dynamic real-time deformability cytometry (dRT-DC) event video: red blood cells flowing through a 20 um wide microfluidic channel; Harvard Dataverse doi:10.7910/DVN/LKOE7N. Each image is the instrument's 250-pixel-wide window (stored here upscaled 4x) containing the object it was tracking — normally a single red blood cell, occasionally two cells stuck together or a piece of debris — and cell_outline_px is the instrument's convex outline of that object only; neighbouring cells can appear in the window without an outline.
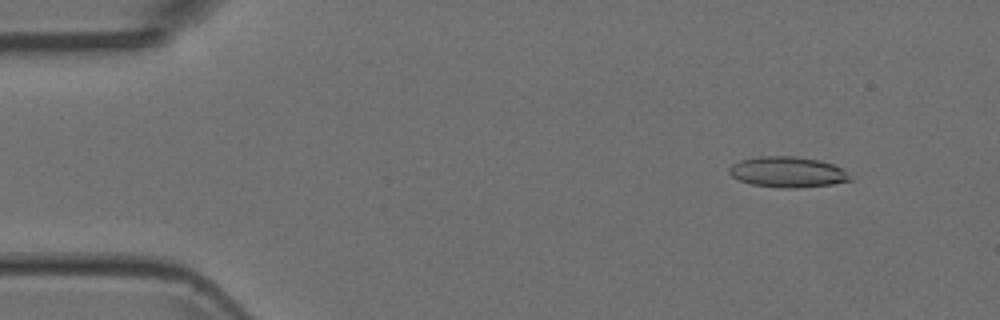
{"species": "Egyptian fruit bat (a non-hibernating species)", "species_latin": "Rousettus aegyptiacus", "temperature_condition": "room temperature", "stored_images_in_passage": 52, "camera_frame_rate_fps": 3000, "um_per_image_px": 0.085, "animal": {"sex": "female"}, "frame": {"image": 1, "passage_image": 6, "time_ms": 1.667, "image_size_px": [1000, 320], "cell_outline_px": [[852, 180], [832, 184], [796, 188], [784, 188], [752, 184], [740, 180], [732, 176], [728, 172], [728, 168], [732, 164], [740, 160], [760, 156], [792, 156], [820, 160], [832, 164], [840, 168]], "centroid_in_image_um": [66.9, 14.62], "position_along_channel_um": 18.1, "area_um2": 21.33}}
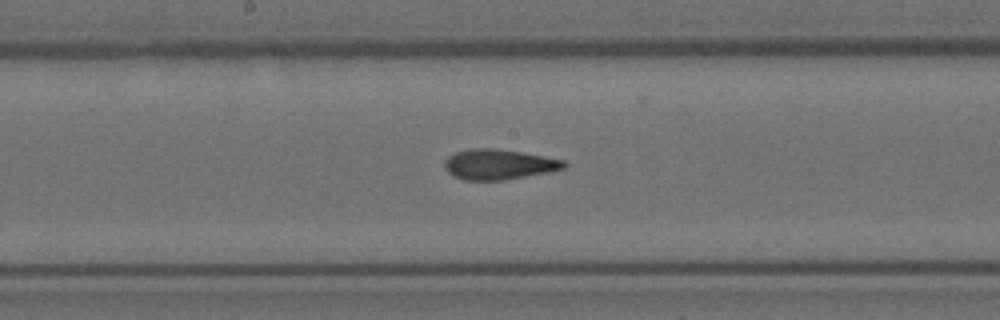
{"frame": {"image": 2, "passage_image": 27, "time_ms": 8.667, "image_size_px": [1000, 320], "cell_outline_px": [[568, 164], [564, 168], [552, 172], [504, 180], [464, 180], [452, 176], [444, 168], [444, 160], [448, 156], [456, 152], [472, 148], [496, 148], [544, 156], [564, 160]], "centroid_in_image_um": [42.39, 13.98], "position_along_channel_um": 205.8, "area_um2": 21.27}}
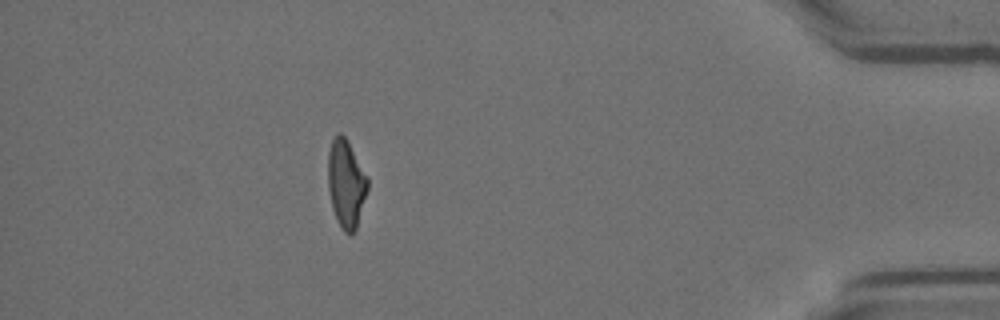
{"frame": {"image": 3, "passage_image": 46, "time_ms": 15.0, "image_size_px": [1000, 320], "cell_outline_px": [[368, 188], [356, 228], [352, 232], [344, 232], [336, 220], [332, 208], [328, 188], [328, 152], [332, 140], [336, 132], [340, 132], [348, 140], [368, 176]], "centroid_in_image_um": [29.41, 15.55], "position_along_channel_um": 405.8, "area_um2": 20.4}}